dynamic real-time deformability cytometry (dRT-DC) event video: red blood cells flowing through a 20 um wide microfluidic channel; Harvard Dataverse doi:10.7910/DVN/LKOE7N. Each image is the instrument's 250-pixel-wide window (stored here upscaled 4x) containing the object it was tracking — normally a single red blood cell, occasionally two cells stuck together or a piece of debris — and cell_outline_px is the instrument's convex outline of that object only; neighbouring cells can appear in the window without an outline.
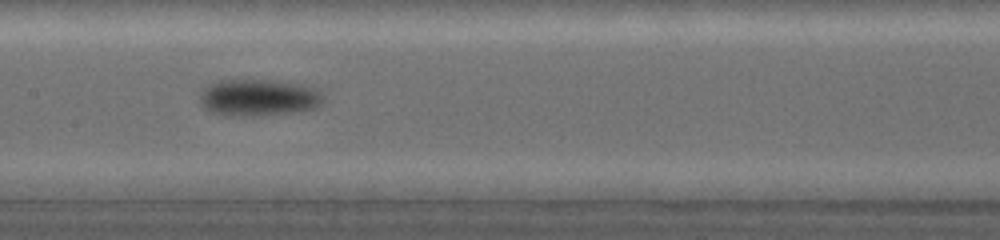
{"species": "common noctule bat (a hibernating species)", "species_latin": "Nyctalus noctula", "temperature_condition": "warm", "stored_images_in_passage": 12, "camera_frame_rate_fps": 5000, "um_per_image_px": 0.085, "animal": {"sex": "female", "body_mass_g": 19.0, "forearm_length_mm": 53.3}, "frame": {"image": 1, "passage_image": 6, "time_ms": 3.6, "image_size_px": [1000, 240], "cell_outline_px": [[320, 104], [312, 108], [292, 112], [252, 116], [224, 116], [212, 112], [204, 108], [204, 92], [208, 88], [216, 84], [280, 84], [304, 88], [312, 92], [320, 100]], "centroid_in_image_um": [21.89, 8.45], "position_along_channel_um": 185.5, "area_um2": 22.6}}
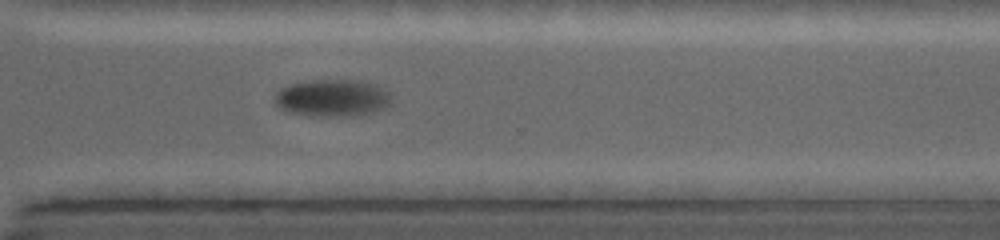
{"frame": {"image": 2, "passage_image": 12, "time_ms": 7.4, "image_size_px": [1000, 240], "cell_outline_px": [[388, 104], [384, 108], [372, 112], [352, 116], [316, 116], [288, 112], [280, 108], [276, 104], [276, 92], [292, 84], [312, 80], [352, 80], [372, 84], [388, 92]], "centroid_in_image_um": [28.21, 8.34], "position_along_channel_um": 342.4, "area_um2": 24.57}}